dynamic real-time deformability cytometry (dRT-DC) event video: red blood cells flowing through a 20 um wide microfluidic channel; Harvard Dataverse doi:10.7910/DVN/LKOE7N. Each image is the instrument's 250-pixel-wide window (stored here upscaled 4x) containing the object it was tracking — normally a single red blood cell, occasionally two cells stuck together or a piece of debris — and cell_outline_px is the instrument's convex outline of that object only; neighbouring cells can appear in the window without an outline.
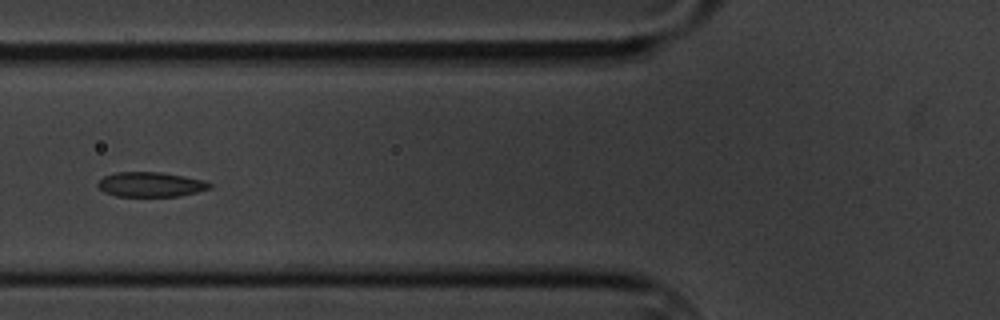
{"species": "common noctule bat (a hibernating species)", "species_latin": "Nyctalus noctula", "temperature_condition": "cold", "stored_images_in_passage": 7, "camera_frame_rate_fps": 3000, "um_per_image_px": 0.085, "animal": {"sex": "male", "body_mass_g": 20.1, "forearm_length_mm": 53.5}, "frame": {"image": 1, "passage_image": 5, "time_ms": 5.667, "image_size_px": [1000, 320], "cell_outline_px": [[212, 188], [180, 196], [116, 196], [104, 192], [96, 184], [104, 176], [116, 172], [160, 172], [184, 176], [204, 180], [212, 184]], "centroid_in_image_um": [12.82, 15.68], "position_along_channel_um": 113.0, "area_um2": 16.13}}
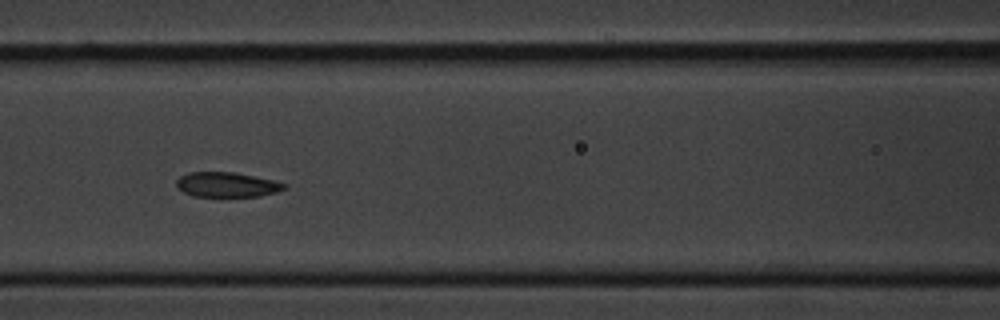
{"frame": {"image": 2, "passage_image": 6, "time_ms": 6.667, "image_size_px": [1000, 320], "cell_outline_px": [[288, 188], [276, 192], [260, 196], [192, 196], [184, 192], [176, 184], [176, 180], [180, 176], [188, 172], [236, 172], [272, 180], [288, 184]], "centroid_in_image_um": [19.31, 15.69], "position_along_channel_um": 147.3, "area_um2": 15.61}}
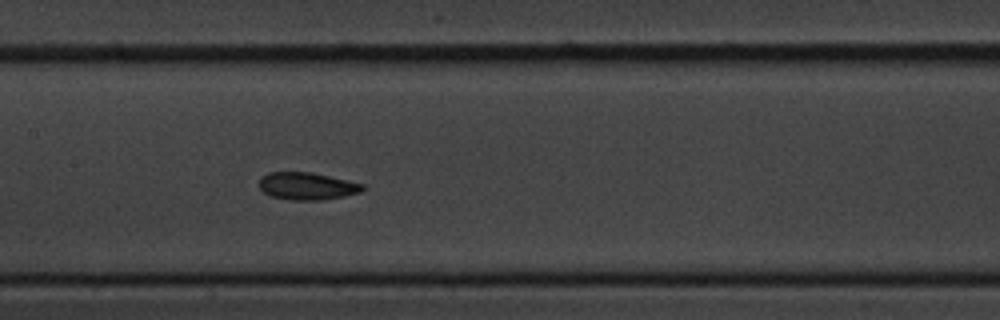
{"frame": {"image": 3, "passage_image": 7, "time_ms": 7.667, "image_size_px": [1000, 320], "cell_outline_px": [[364, 188], [360, 192], [344, 196], [320, 200], [292, 200], [272, 196], [264, 192], [260, 188], [260, 180], [268, 172], [312, 172], [364, 184]], "centroid_in_image_um": [26.11, 15.81], "position_along_channel_um": 181.3, "area_um2": 16.3}}